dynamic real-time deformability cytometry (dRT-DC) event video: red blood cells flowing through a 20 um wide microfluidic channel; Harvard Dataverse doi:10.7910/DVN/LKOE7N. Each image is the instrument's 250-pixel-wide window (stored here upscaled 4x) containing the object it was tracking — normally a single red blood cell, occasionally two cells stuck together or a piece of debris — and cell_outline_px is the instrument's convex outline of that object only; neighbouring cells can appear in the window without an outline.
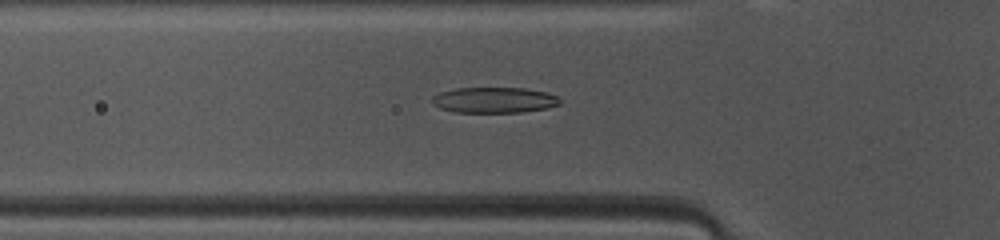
{"species": "common noctule bat (a hibernating species)", "species_latin": "Nyctalus noctula", "temperature_condition": "warm", "stored_images_in_passage": 47, "camera_frame_rate_fps": 3000, "um_per_image_px": 0.085, "animal": {"sex": "female", "body_mass_g": 10.0, "forearm_length_mm": 53.1}, "frame": {"image": 1, "passage_image": 14, "time_ms": 4.333, "image_size_px": [1000, 240], "cell_outline_px": [[560, 104], [548, 108], [520, 112], [456, 112], [440, 108], [432, 104], [432, 96], [440, 92], [456, 88], [524, 88], [548, 92], [556, 96], [560, 100]], "centroid_in_image_um": [42.0, 8.5], "position_along_channel_um": 83.8, "area_um2": 19.13}}
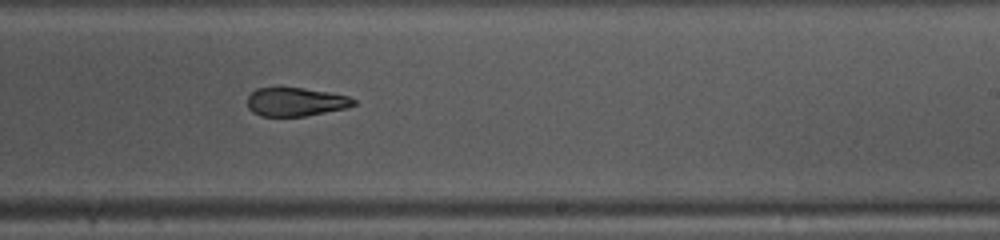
{"frame": {"image": 2, "passage_image": 27, "time_ms": 8.667, "image_size_px": [1000, 240], "cell_outline_px": [[356, 104], [348, 108], [304, 116], [260, 116], [252, 112], [248, 108], [248, 96], [256, 88], [304, 88], [328, 92], [348, 96], [356, 100]], "centroid_in_image_um": [25.14, 8.66], "position_along_channel_um": 263.9, "area_um2": 17.69}}
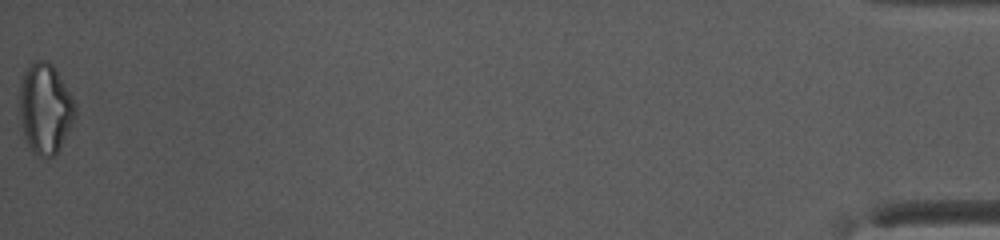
{"frame": {"image": 3, "passage_image": 47, "time_ms": 15.333, "image_size_px": [1000, 240], "cell_outline_px": [[76, 116], [60, 148], [52, 156], [36, 156], [28, 148], [24, 132], [20, 112], [20, 84], [24, 72], [28, 64], [36, 60], [48, 60], [52, 64], [60, 76], [72, 96], [76, 104]], "centroid_in_image_um": [3.85, 9.2], "position_along_channel_um": 431.4, "area_um2": 29.25}, "authors_computed_cell_mechanics": {"area_um2": 19.7676, "velocity_mm_per_s": 4.125, "shape_relaxation_time_tau1_ms": null, "shape_relaxation_time_tau2_ms": 5.1552, "deformation_change_tau1": null, "deformation_change_tau2": 0.1357}}